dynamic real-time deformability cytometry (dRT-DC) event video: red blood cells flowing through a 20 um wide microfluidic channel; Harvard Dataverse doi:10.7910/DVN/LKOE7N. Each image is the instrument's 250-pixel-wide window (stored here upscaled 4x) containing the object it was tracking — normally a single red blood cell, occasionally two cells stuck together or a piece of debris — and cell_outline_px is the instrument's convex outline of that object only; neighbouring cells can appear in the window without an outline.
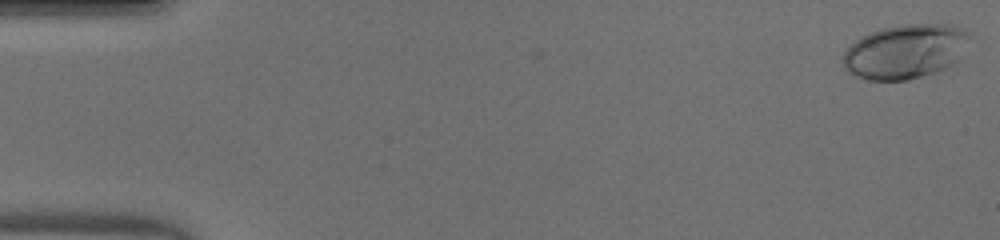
{"species": "human", "species_latin": "Homo sapiens", "temperature_condition": "warm", "stored_images_in_passage": 50, "camera_frame_rate_fps": 3000, "um_per_image_px": 0.085, "donor": {"sex": "male"}, "frame": {"image": 1, "passage_image": 1, "time_ms": 0.0, "image_size_px": [1000, 240], "cell_outline_px": [[972, 36], [964, 56], [960, 60], [936, 72], [924, 76], [908, 80], [868, 80], [856, 76], [848, 72], [844, 68], [844, 52], [856, 40], [872, 32], [884, 28], [904, 24], [956, 24], [972, 32]], "centroid_in_image_um": [77.07, 4.37], "position_along_channel_um": 7.9, "area_um2": 40.63}}
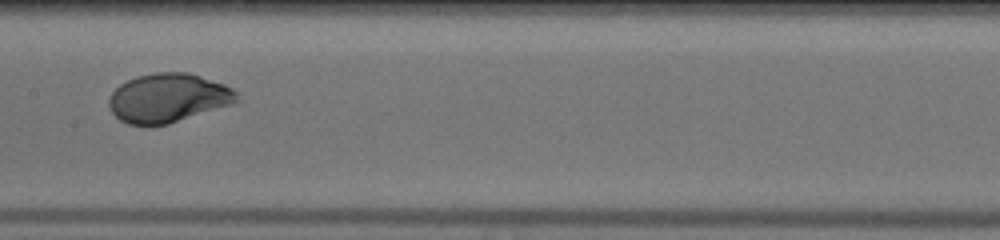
{"frame": {"image": 2, "passage_image": 26, "time_ms": 8.333, "image_size_px": [1000, 240], "cell_outline_px": [[240, 100], [236, 104], [168, 124], [128, 124], [120, 120], [112, 112], [108, 104], [108, 100], [112, 92], [120, 84], [136, 76], [156, 72], [188, 72], [224, 84], [232, 88], [236, 92]], "centroid_in_image_um": [14.33, 8.32], "position_along_channel_um": 193.1, "area_um2": 36.59}}
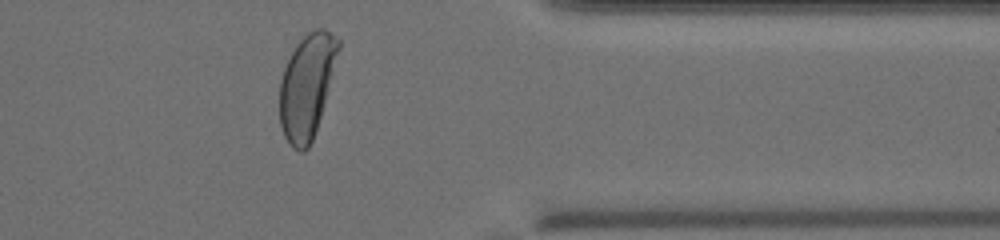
{"frame": {"image": 3, "passage_image": 41, "time_ms": 13.333, "image_size_px": [1000, 240], "cell_outline_px": [[340, 48], [320, 116], [312, 140], [308, 148], [304, 152], [300, 152], [292, 148], [284, 136], [280, 124], [280, 80], [284, 68], [296, 44], [308, 32], [316, 28], [324, 28], [340, 40]], "centroid_in_image_um": [26.07, 7.31], "position_along_channel_um": 385.3, "area_um2": 35.2}, "authors_computed_cell_mechanics": {"area_um2": 36.3273, "velocity_mm_per_s": 4.1005, "shape_relaxation_time_tau1_ms": 3.245, "shape_relaxation_time_tau2_ms": null, "deformation_change_tau1": 0.1896, "deformation_change_tau2": null}}